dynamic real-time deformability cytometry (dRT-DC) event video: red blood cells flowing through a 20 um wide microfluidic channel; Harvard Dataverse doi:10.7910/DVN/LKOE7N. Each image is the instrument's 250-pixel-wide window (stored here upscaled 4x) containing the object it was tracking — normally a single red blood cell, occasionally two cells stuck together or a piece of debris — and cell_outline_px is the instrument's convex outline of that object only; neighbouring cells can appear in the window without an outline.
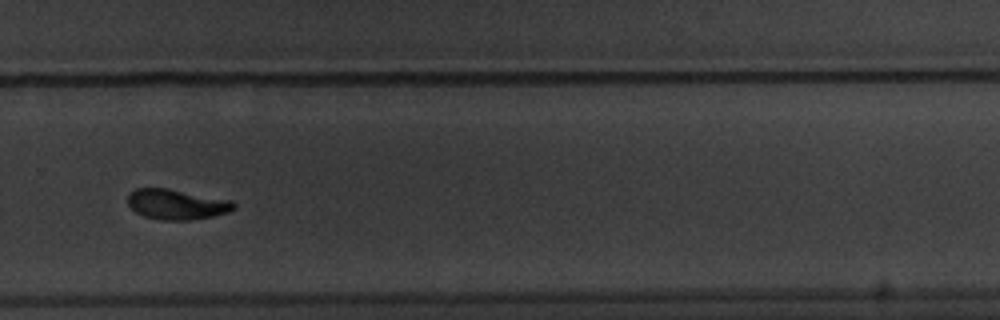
{"species": "common noctule bat (a hibernating species)", "species_latin": "Nyctalus noctula", "temperature_condition": "warm", "stored_images_in_passage": 17, "camera_frame_rate_fps": 3000, "um_per_image_px": 0.085, "animal": {"sex": "male", "body_mass_g": 20.1, "forearm_length_mm": 53.5}, "frame": {"image": 1, "passage_image": 10, "time_ms": 10.667, "image_size_px": [1000, 320], "cell_outline_px": [[236, 208], [228, 212], [212, 216], [192, 220], [160, 220], [144, 216], [136, 212], [128, 204], [128, 196], [136, 188], [168, 188], [232, 200], [236, 204]], "centroid_in_image_um": [15.04, 17.37], "position_along_channel_um": 314.8, "area_um2": 18.73}}
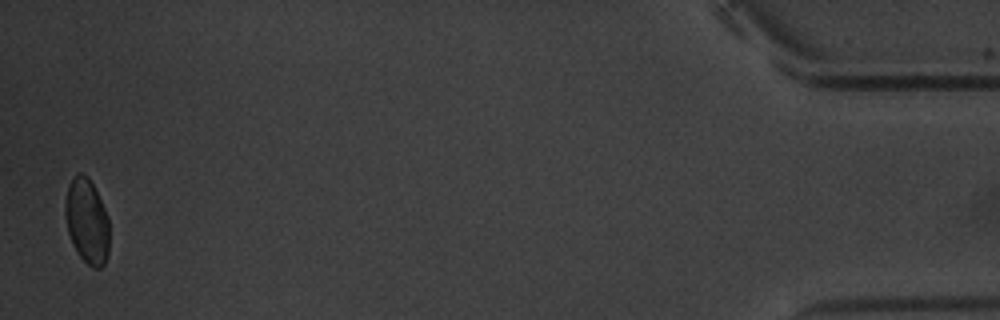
{"frame": {"image": 2, "passage_image": 17, "time_ms": 22.333, "image_size_px": [1000, 320], "cell_outline_px": [[108, 252], [104, 264], [100, 268], [92, 268], [80, 256], [72, 244], [68, 232], [64, 208], [68, 184], [80, 172], [88, 176], [104, 208], [108, 220]], "centroid_in_image_um": [7.37, 18.81], "position_along_channel_um": 427.8, "area_um2": 21.5}, "authors_computed_cell_mechanics": {"area_um2": 18.3804, "velocity_mm_per_s": 3.5213, "shape_relaxation_time_tau1_ms": 2.7162, "shape_relaxation_time_tau2_ms": 4.5124, "deformation_change_tau1": 0.1392, "deformation_change_tau2": 0.0804}}